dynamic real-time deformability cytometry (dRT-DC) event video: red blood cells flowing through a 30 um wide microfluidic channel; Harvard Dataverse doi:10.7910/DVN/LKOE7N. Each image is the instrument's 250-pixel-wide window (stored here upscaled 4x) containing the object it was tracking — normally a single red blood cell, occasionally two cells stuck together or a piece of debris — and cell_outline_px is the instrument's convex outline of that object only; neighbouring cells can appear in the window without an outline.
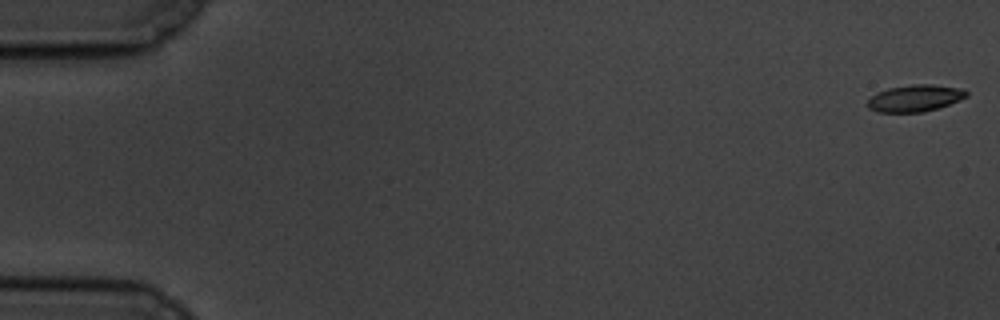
{"species": "common noctule bat (a hibernating species)", "species_latin": "Nyctalus noctula", "temperature_condition": "cold", "stored_images_in_passage": 13, "camera_frame_rate_fps": 3000, "um_per_image_px": 0.085, "animal": {"sex": "male", "body_mass_g": 19.5, "forearm_length_mm": 54.6}, "frame": {"image": 1, "passage_image": 1, "time_ms": 0.0, "image_size_px": [1000, 320], "cell_outline_px": [[968, 96], [960, 100], [924, 112], [876, 112], [868, 108], [868, 100], [876, 92], [888, 88], [912, 84], [932, 84], [964, 88], [968, 92]], "centroid_in_image_um": [77.79, 8.33], "position_along_channel_um": 7.2, "area_um2": 15.55}}